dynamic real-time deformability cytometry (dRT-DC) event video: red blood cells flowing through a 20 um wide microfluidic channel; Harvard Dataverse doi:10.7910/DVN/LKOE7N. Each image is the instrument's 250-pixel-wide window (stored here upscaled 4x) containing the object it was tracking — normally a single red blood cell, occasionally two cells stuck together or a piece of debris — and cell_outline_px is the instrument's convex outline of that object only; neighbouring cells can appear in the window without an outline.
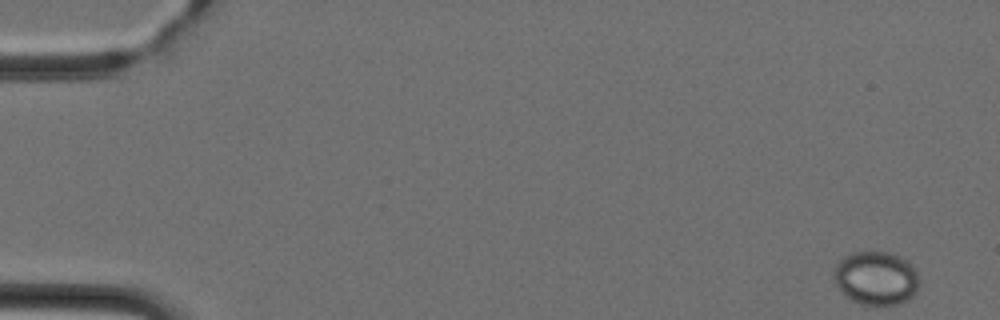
{"species": "Egyptian fruit bat (a non-hibernating species)", "species_latin": "Rousettus aegyptiacus", "temperature_condition": "cold", "stored_images_in_passage": 47, "camera_frame_rate_fps": 3000, "um_per_image_px": 0.085, "animal": {"sex": "female"}, "frame": {"image": 1, "passage_image": 1, "time_ms": 0.0, "image_size_px": [1000, 320], "cell_outline_px": [[920, 280], [916, 292], [908, 300], [896, 304], [860, 304], [844, 296], [836, 284], [836, 264], [844, 256], [852, 252], [892, 252], [908, 260], [912, 264]], "centroid_in_image_um": [74.5, 23.63], "position_along_channel_um": 10.5, "area_um2": 26.65}}
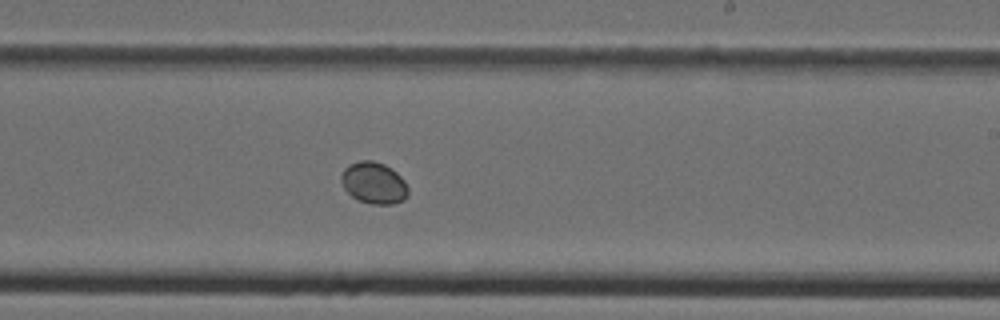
{"frame": {"image": 2, "passage_image": 28, "time_ms": 9.0, "image_size_px": [1000, 320], "cell_outline_px": [[408, 196], [404, 200], [392, 204], [372, 204], [360, 200], [352, 196], [344, 188], [340, 180], [340, 176], [344, 168], [348, 164], [360, 160], [372, 160], [384, 164], [392, 168], [404, 180], [408, 188]], "centroid_in_image_um": [31.77, 15.53], "position_along_channel_um": 257.2, "area_um2": 16.36}}
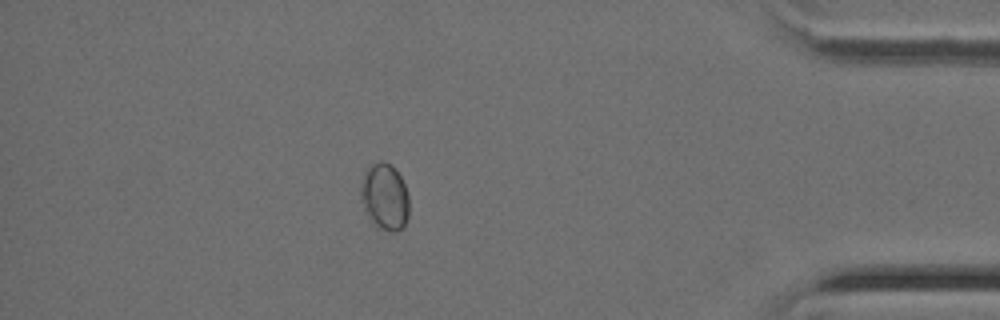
{"frame": {"image": 3, "passage_image": 41, "time_ms": 13.333, "image_size_px": [1000, 320], "cell_outline_px": [[408, 216], [404, 224], [396, 232], [392, 232], [372, 224], [360, 200], [360, 188], [364, 176], [368, 168], [372, 164], [380, 160], [388, 164], [400, 176], [404, 184], [408, 196]], "centroid_in_image_um": [32.68, 16.75], "position_along_channel_um": 402.5, "area_um2": 18.38}}